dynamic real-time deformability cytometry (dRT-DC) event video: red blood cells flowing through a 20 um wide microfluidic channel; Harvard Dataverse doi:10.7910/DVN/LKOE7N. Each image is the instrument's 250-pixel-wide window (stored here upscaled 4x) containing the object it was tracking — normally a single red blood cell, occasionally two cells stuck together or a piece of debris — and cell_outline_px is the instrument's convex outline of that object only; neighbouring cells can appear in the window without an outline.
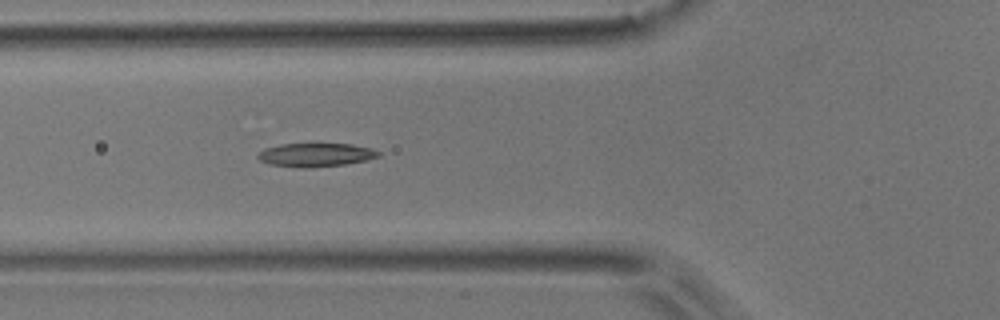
{"species": "common noctule bat (a hibernating species)", "species_latin": "Nyctalus noctula", "temperature_condition": "room temperature", "stored_images_in_passage": 4, "camera_frame_rate_fps": 3000, "um_per_image_px": 0.085, "animal": {"sex": "male", "body_mass_g": 17.9}, "frame": {"image": 1, "passage_image": 4, "time_ms": 1.0, "image_size_px": [1000, 320], "cell_outline_px": [[380, 156], [364, 160], [344, 164], [308, 168], [300, 168], [268, 164], [260, 160], [256, 156], [264, 148], [280, 144], [312, 140], [352, 144], [372, 148], [380, 152]], "centroid_in_image_um": [26.8, 13.1], "position_along_channel_um": 99.0, "area_um2": 17.57}}